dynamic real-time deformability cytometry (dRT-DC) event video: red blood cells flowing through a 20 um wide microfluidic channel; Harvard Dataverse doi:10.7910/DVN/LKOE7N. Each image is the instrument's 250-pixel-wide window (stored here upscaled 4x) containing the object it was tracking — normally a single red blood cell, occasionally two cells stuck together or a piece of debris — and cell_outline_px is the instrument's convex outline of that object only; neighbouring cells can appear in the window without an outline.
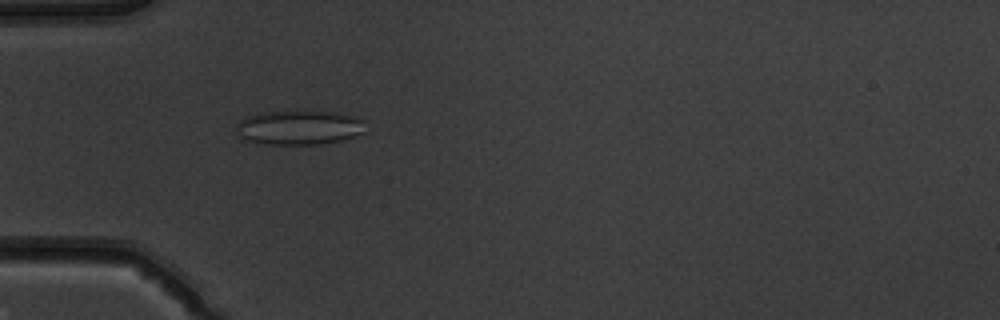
{"species": "common noctule bat (a hibernating species)", "species_latin": "Nyctalus noctula", "temperature_condition": "warm", "stored_images_in_passage": 42, "camera_frame_rate_fps": 3000, "um_per_image_px": 0.085, "animal": {"sex": "male", "body_mass_g": 19.5, "forearm_length_mm": 54.6}, "frame": {"image": 1, "passage_image": 7, "time_ms": 2.0, "image_size_px": [1000, 320], "cell_outline_px": [[364, 132], [340, 140], [320, 144], [268, 144], [252, 140], [240, 136], [236, 128], [236, 124], [240, 120], [248, 116], [268, 112], [332, 112], [348, 116], [360, 120]], "centroid_in_image_um": [25.37, 10.85], "position_along_channel_um": 59.6, "area_um2": 24.74}}
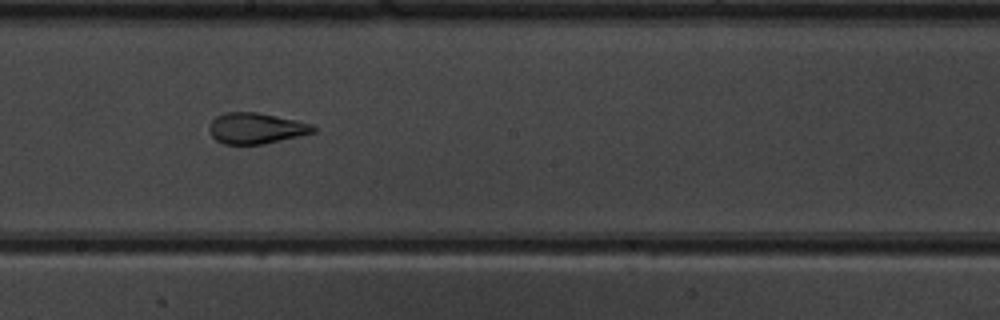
{"frame": {"image": 2, "passage_image": 20, "time_ms": 6.333, "image_size_px": [1000, 320], "cell_outline_px": [[316, 132], [264, 144], [224, 144], [216, 140], [212, 136], [208, 128], [212, 120], [216, 116], [224, 112], [256, 112], [296, 120], [312, 124], [316, 128]], "centroid_in_image_um": [21.75, 10.9], "position_along_channel_um": 226.4, "area_um2": 18.73}}
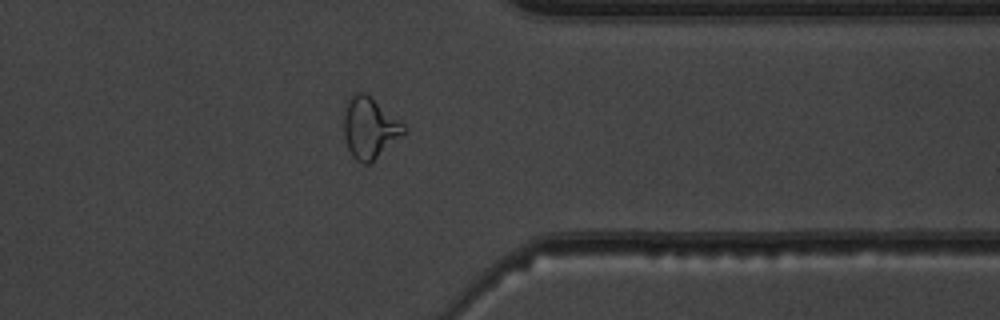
{"frame": {"image": 3, "passage_image": 32, "time_ms": 10.333, "image_size_px": [1000, 320], "cell_outline_px": [[408, 128], [400, 136], [368, 164], [364, 164], [356, 160], [352, 156], [348, 148], [344, 136], [344, 104], [356, 92], [364, 92], [404, 124]], "centroid_in_image_um": [31.37, 10.85], "position_along_channel_um": 380.0, "area_um2": 20.81}, "authors_computed_cell_mechanics": {"area_um2": 20.7791, "velocity_mm_per_s": 3.9794, "shape_relaxation_time_tau1_ms": null, "shape_relaxation_time_tau2_ms": 1.1311, "deformation_change_tau1": null, "deformation_change_tau2": 0.0719}}